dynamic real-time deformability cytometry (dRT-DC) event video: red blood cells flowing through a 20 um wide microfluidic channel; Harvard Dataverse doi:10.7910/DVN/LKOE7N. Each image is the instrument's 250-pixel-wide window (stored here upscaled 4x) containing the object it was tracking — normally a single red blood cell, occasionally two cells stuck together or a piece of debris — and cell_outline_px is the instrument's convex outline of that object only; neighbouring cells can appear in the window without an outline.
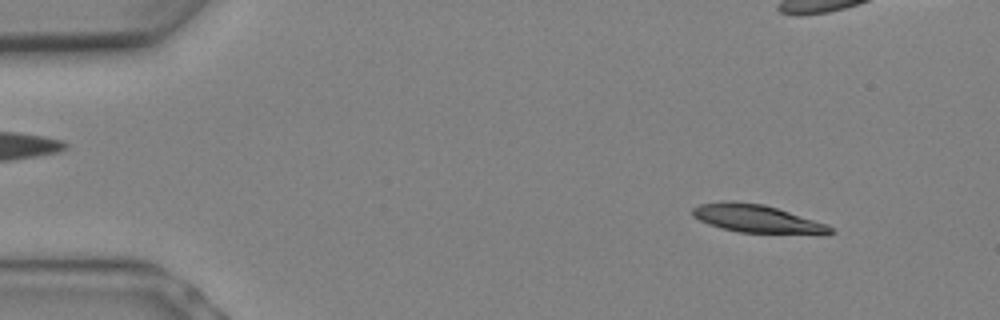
{"species": "Egyptian fruit bat (a non-hibernating species)", "species_latin": "Rousettus aegyptiacus", "temperature_condition": "warm", "stored_images_in_passage": 9, "camera_frame_rate_fps": 3000, "um_per_image_px": 0.085, "animal": {"sex": "female"}, "frame": {"image": 1, "passage_image": 3, "time_ms": 0.667, "image_size_px": [1000, 320], "cell_outline_px": [[836, 232], [740, 232], [720, 228], [708, 224], [692, 216], [692, 208], [700, 204], [724, 200], [732, 200], [764, 204], [828, 224]], "centroid_in_image_um": [64.19, 18.54], "position_along_channel_um": 20.8, "area_um2": 21.85}}
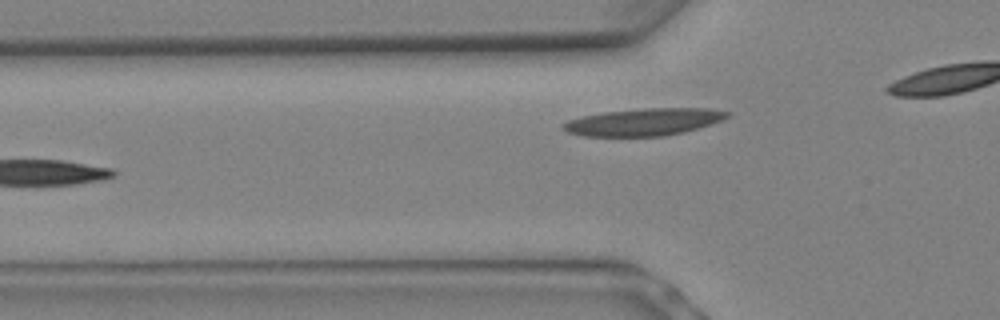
{"frame": {"image": 2, "passage_image": 9, "time_ms": 2.667, "image_size_px": [1000, 320], "cell_outline_px": [[732, 116], [684, 132], [664, 136], [584, 136], [568, 132], [560, 128], [560, 124], [568, 120], [584, 116], [604, 112], [644, 108], [712, 108], [732, 112]], "centroid_in_image_um": [54.73, 10.36], "position_along_channel_um": 71.1, "area_um2": 26.07}}